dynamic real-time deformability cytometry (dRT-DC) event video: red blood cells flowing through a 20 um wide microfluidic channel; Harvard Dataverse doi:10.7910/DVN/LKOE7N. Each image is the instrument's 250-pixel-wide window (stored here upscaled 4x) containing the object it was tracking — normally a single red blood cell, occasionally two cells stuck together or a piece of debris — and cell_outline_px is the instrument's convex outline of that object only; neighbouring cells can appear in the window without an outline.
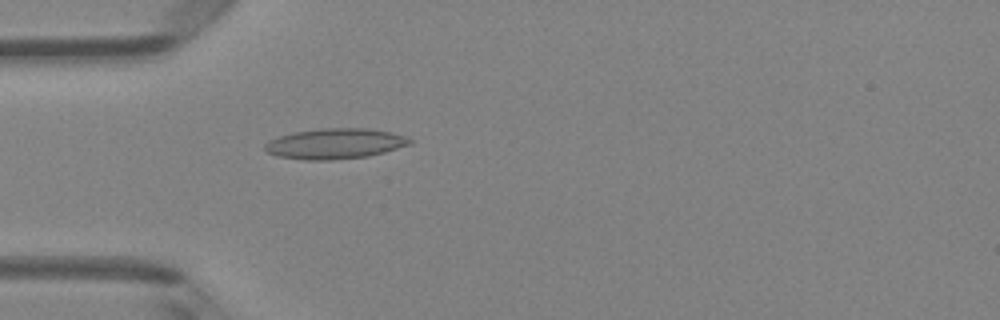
{"species": "Egyptian fruit bat (a non-hibernating species)", "species_latin": "Rousettus aegyptiacus", "temperature_condition": "room temperature", "stored_images_in_passage": 2, "camera_frame_rate_fps": 3000, "um_per_image_px": 0.085, "animal": {"sex": "female"}, "frame": {"image": 1, "passage_image": 2, "time_ms": 1.0, "image_size_px": [1000, 320], "cell_outline_px": [[412, 144], [384, 152], [368, 156], [328, 160], [304, 160], [276, 156], [268, 152], [264, 148], [264, 144], [268, 140], [280, 136], [296, 132], [320, 128], [368, 128], [392, 132], [404, 136], [412, 140]], "centroid_in_image_um": [28.48, 12.21], "position_along_channel_um": 56.5, "area_um2": 25.72}}